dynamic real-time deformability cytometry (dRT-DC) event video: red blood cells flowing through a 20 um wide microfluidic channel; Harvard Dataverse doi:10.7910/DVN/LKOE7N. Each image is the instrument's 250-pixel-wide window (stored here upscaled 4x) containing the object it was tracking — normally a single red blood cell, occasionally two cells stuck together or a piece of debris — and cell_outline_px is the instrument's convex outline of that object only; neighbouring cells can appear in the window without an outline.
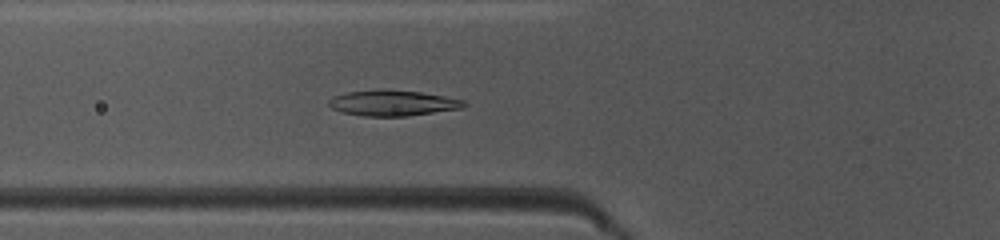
{"species": "common noctule bat (a hibernating species)", "species_latin": "Nyctalus noctula", "temperature_condition": "warm", "stored_images_in_passage": 40, "camera_frame_rate_fps": 3000, "um_per_image_px": 0.085, "animal": {"sex": "female", "body_mass_g": 10.0, "forearm_length_mm": 53.1}, "frame": {"image": 1, "passage_image": 9, "time_ms": 2.667, "image_size_px": [1000, 240], "cell_outline_px": [[468, 104], [464, 108], [408, 116], [364, 116], [344, 112], [332, 108], [328, 104], [328, 100], [332, 96], [348, 92], [380, 88], [420, 92], [444, 96], [464, 100]], "centroid_in_image_um": [33.4, 8.74], "position_along_channel_um": 92.4, "area_um2": 20.4}}
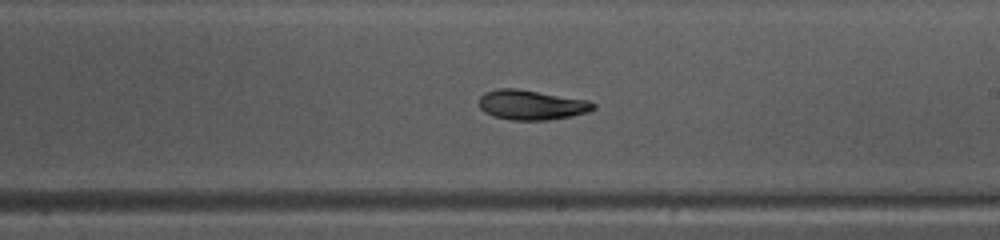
{"frame": {"image": 2, "passage_image": 20, "time_ms": 6.333, "image_size_px": [1000, 240], "cell_outline_px": [[596, 108], [588, 112], [572, 116], [548, 120], [512, 120], [492, 116], [484, 112], [480, 108], [480, 96], [484, 92], [500, 88], [516, 88], [588, 100], [596, 104]], "centroid_in_image_um": [45.18, 8.92], "position_along_channel_um": 243.8, "area_um2": 19.94}}
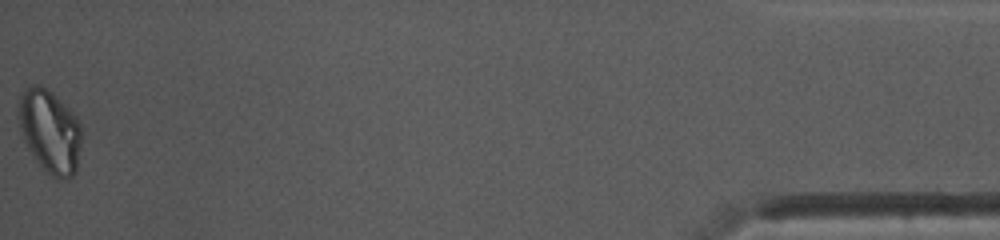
{"frame": {"image": 3, "passage_image": 40, "time_ms": 13.0, "image_size_px": [1000, 240], "cell_outline_px": [[84, 132], [76, 172], [72, 176], [60, 180], [56, 180], [36, 160], [28, 148], [20, 132], [16, 108], [20, 92], [24, 88], [32, 84], [40, 84], [68, 108], [80, 120]], "centroid_in_image_um": [4.24, 11.15], "position_along_channel_um": 431.0, "area_um2": 31.21}, "authors_computed_cell_mechanics": {"area_um2": 20.4323, "velocity_mm_per_s": 4.1116, "shape_relaxation_time_tau1_ms": 6.9637, "shape_relaxation_time_tau2_ms": 9.4081, "deformation_change_tau1": 0.1864, "deformation_change_tau2": 0.1022}}